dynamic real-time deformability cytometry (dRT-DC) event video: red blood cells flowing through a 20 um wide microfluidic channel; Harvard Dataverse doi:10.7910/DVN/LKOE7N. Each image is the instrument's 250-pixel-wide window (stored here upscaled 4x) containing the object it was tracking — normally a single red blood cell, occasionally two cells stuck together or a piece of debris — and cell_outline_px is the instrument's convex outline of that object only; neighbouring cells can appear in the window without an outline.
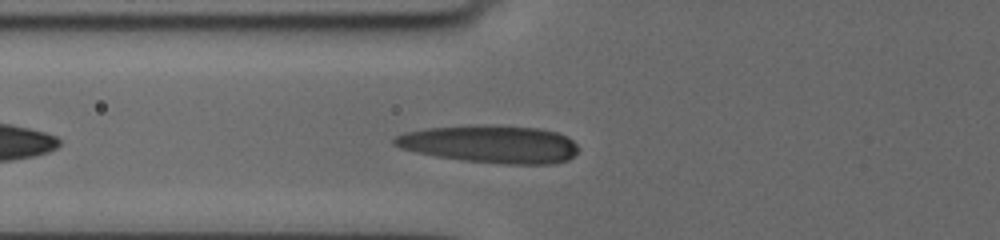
{"species": "human", "species_latin": "Homo sapiens", "temperature_condition": "cold", "stored_images_in_passage": 34, "camera_frame_rate_fps": 3000, "um_per_image_px": 0.085, "donor": {"sex": "female"}, "frame": {"image": 1, "passage_image": 5, "time_ms": 1.333, "image_size_px": [1000, 240], "cell_outline_px": [[580, 148], [568, 160], [552, 164], [504, 164], [464, 160], [436, 156], [416, 152], [400, 148], [392, 144], [392, 140], [396, 136], [404, 132], [424, 128], [476, 124], [492, 124], [540, 128], [556, 132], [568, 136]], "centroid_in_image_um": [41.67, 12.23], "position_along_channel_um": 84.1, "area_um2": 40.92}}
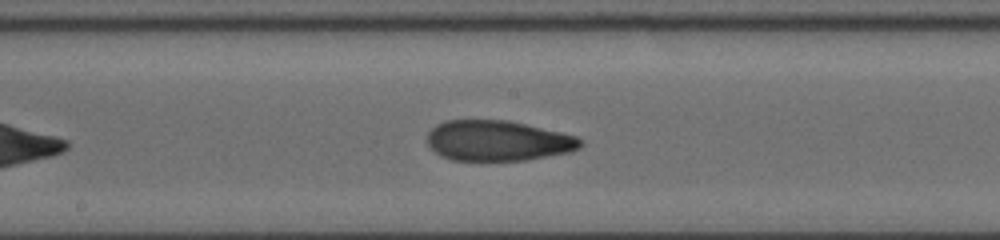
{"frame": {"image": 2, "passage_image": 15, "time_ms": 4.667, "image_size_px": [1000, 240], "cell_outline_px": [[584, 144], [580, 148], [572, 152], [524, 160], [452, 160], [440, 156], [428, 144], [428, 132], [436, 124], [444, 120], [508, 120], [560, 132], [576, 136], [584, 140]], "centroid_in_image_um": [42.34, 11.96], "position_along_channel_um": 205.9, "area_um2": 36.18}}
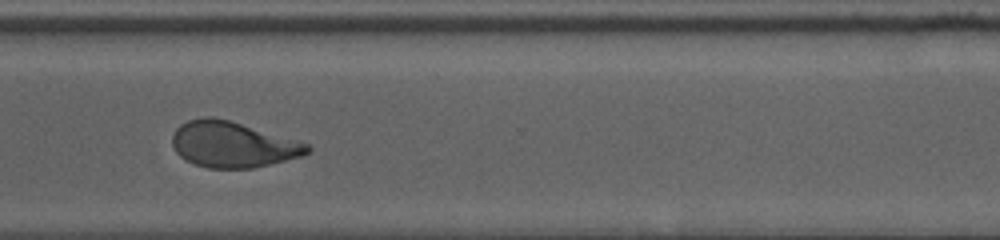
{"frame": {"image": 3, "passage_image": 27, "time_ms": 8.667, "image_size_px": [1000, 240], "cell_outline_px": [[312, 148], [308, 152], [300, 156], [252, 168], [208, 168], [184, 160], [176, 152], [172, 144], [172, 136], [176, 128], [180, 124], [188, 120], [204, 116], [212, 116], [228, 120], [308, 144]], "centroid_in_image_um": [19.71, 12.28], "position_along_channel_um": 350.9, "area_um2": 35.55}, "authors_computed_cell_mechanics": {"area_um2": 36.6452, "velocity_mm_per_s": 3.6475, "shape_relaxation_time_tau1_ms": 6.6748, "shape_relaxation_time_tau2_ms": 1.2144, "deformation_change_tau1": 0.219, "deformation_change_tau2": 0.0799}}